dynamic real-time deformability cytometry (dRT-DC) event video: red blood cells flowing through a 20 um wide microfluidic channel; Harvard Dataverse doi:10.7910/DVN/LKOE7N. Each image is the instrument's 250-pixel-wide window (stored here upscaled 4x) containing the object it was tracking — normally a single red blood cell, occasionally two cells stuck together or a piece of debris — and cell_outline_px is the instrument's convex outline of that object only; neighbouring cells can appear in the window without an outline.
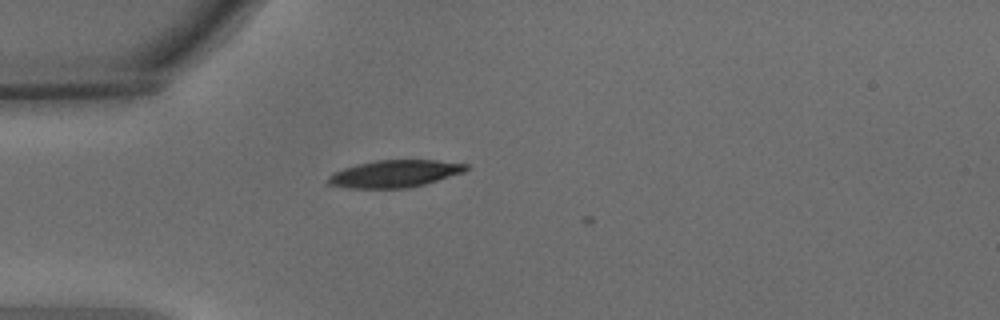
{"species": "common noctule bat (a hibernating species)", "species_latin": "Nyctalus noctula", "temperature_condition": "warm", "stored_images_in_passage": 3, "camera_frame_rate_fps": 3000, "um_per_image_px": 0.085, "animal": {"sex": "male", "body_mass_g": 15.6}, "frame": {"image": 1, "passage_image": 1, "time_ms": 0.0, "image_size_px": [1000, 320], "cell_outline_px": [[468, 168], [464, 172], [424, 184], [408, 188], [344, 188], [324, 184], [328, 176], [332, 172], [356, 164], [376, 160], [436, 160], [468, 164]], "centroid_in_image_um": [33.47, 14.77], "position_along_channel_um": 51.5, "area_um2": 22.08}}